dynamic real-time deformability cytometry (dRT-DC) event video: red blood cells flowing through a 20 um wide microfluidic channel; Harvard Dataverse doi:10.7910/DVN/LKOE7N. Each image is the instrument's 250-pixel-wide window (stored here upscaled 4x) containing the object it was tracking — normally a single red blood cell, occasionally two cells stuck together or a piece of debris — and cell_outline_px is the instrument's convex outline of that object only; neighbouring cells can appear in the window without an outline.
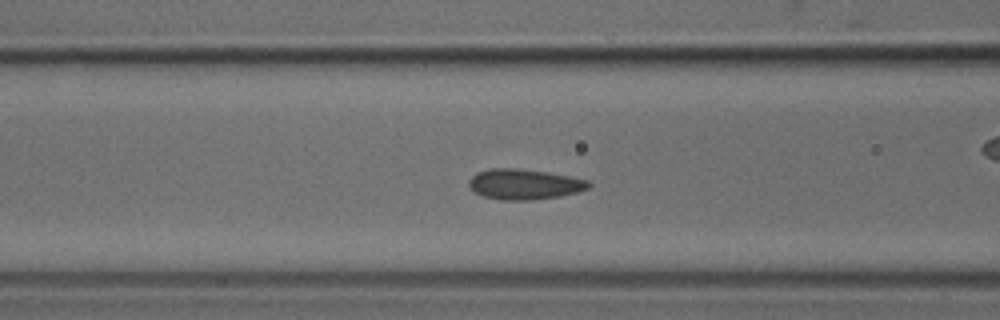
{"species": "common noctule bat (a hibernating species)", "species_latin": "Nyctalus noctula", "temperature_condition": "cold", "stored_images_in_passage": 43, "camera_frame_rate_fps": 3000, "um_per_image_px": 0.085, "animal": {"sex": "male", "body_mass_g": 18.8}, "frame": {"image": 1, "passage_image": 13, "time_ms": 4.0, "image_size_px": [1000, 320], "cell_outline_px": [[592, 184], [588, 188], [576, 192], [560, 196], [528, 200], [500, 200], [484, 196], [476, 192], [468, 184], [468, 180], [476, 172], [492, 168], [516, 168], [548, 172], [588, 180]], "centroid_in_image_um": [44.55, 15.65], "position_along_channel_um": 122.0, "area_um2": 21.1}}
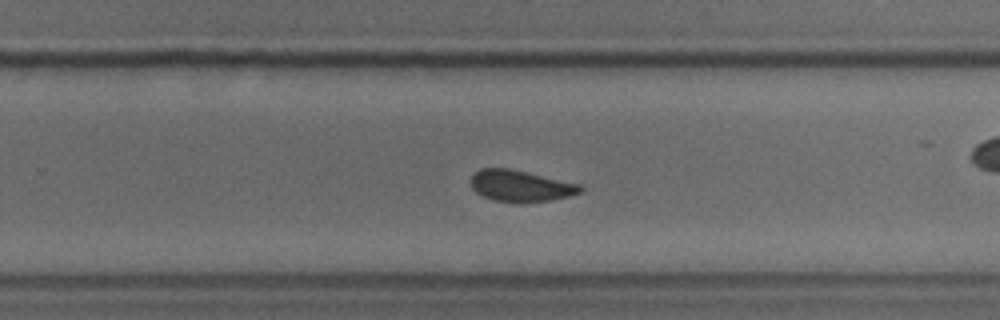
{"frame": {"image": 2, "passage_image": 25, "time_ms": 8.0, "image_size_px": [1000, 320], "cell_outline_px": [[584, 188], [580, 192], [568, 196], [548, 200], [492, 200], [476, 192], [472, 188], [472, 176], [480, 168], [508, 168], [580, 184]], "centroid_in_image_um": [44.24, 15.76], "position_along_channel_um": 285.6, "area_um2": 19.13}}
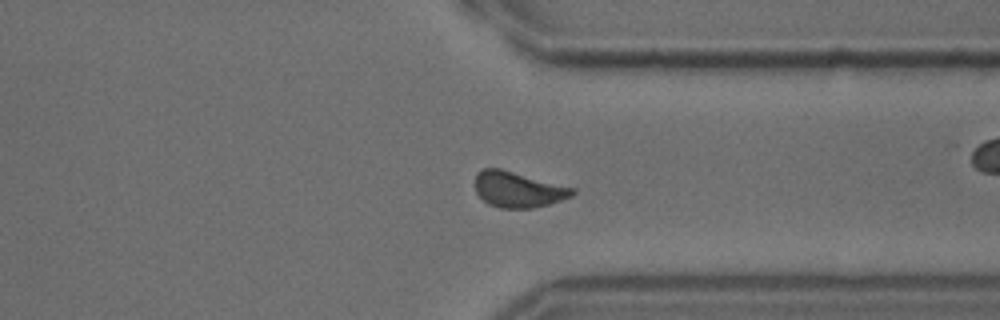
{"frame": {"image": 3, "passage_image": 31, "time_ms": 10.0, "image_size_px": [1000, 320], "cell_outline_px": [[576, 192], [572, 196], [548, 204], [532, 208], [500, 208], [488, 204], [476, 192], [476, 172], [484, 168], [500, 168], [576, 188]], "centroid_in_image_um": [44.05, 16.1], "position_along_channel_um": 367.4, "area_um2": 20.23}}